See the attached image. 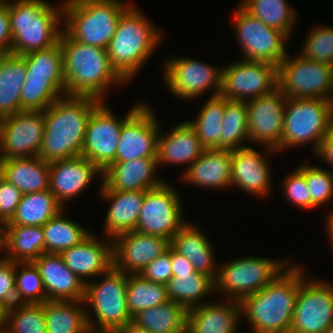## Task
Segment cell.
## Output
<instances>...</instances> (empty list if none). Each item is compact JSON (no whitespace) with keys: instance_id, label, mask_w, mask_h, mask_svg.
Segmentation results:
<instances>
[{"instance_id":"8d00e7d4","label":"cell","mask_w":333,"mask_h":333,"mask_svg":"<svg viewBox=\"0 0 333 333\" xmlns=\"http://www.w3.org/2000/svg\"><path fill=\"white\" fill-rule=\"evenodd\" d=\"M64 208L50 190L24 194L12 219L7 223L43 226Z\"/></svg>"},{"instance_id":"5b68a950","label":"cell","mask_w":333,"mask_h":333,"mask_svg":"<svg viewBox=\"0 0 333 333\" xmlns=\"http://www.w3.org/2000/svg\"><path fill=\"white\" fill-rule=\"evenodd\" d=\"M144 15L138 7L130 5L122 13L106 48L112 68L126 83L144 67L163 39V31Z\"/></svg>"},{"instance_id":"db71d44e","label":"cell","mask_w":333,"mask_h":333,"mask_svg":"<svg viewBox=\"0 0 333 333\" xmlns=\"http://www.w3.org/2000/svg\"><path fill=\"white\" fill-rule=\"evenodd\" d=\"M315 155L319 157V159H322V161L325 160V163H328V165H330L333 169V120L329 132L321 140L320 146L315 152Z\"/></svg>"},{"instance_id":"680465c9","label":"cell","mask_w":333,"mask_h":333,"mask_svg":"<svg viewBox=\"0 0 333 333\" xmlns=\"http://www.w3.org/2000/svg\"><path fill=\"white\" fill-rule=\"evenodd\" d=\"M7 308L0 304V333H4L6 327Z\"/></svg>"},{"instance_id":"9c48e42d","label":"cell","mask_w":333,"mask_h":333,"mask_svg":"<svg viewBox=\"0 0 333 333\" xmlns=\"http://www.w3.org/2000/svg\"><path fill=\"white\" fill-rule=\"evenodd\" d=\"M333 120V101L326 99L286 98L280 147L293 148L312 144L318 150Z\"/></svg>"},{"instance_id":"b9f144b4","label":"cell","mask_w":333,"mask_h":333,"mask_svg":"<svg viewBox=\"0 0 333 333\" xmlns=\"http://www.w3.org/2000/svg\"><path fill=\"white\" fill-rule=\"evenodd\" d=\"M221 130L220 149L236 150L245 147V141L249 143L248 114L245 101L225 98V111Z\"/></svg>"},{"instance_id":"6f0895ef","label":"cell","mask_w":333,"mask_h":333,"mask_svg":"<svg viewBox=\"0 0 333 333\" xmlns=\"http://www.w3.org/2000/svg\"><path fill=\"white\" fill-rule=\"evenodd\" d=\"M329 215V216H328ZM327 215V220H326V232L328 236V242H330L329 244H331L330 247H332L333 249V210L330 211V213Z\"/></svg>"},{"instance_id":"e575fe53","label":"cell","mask_w":333,"mask_h":333,"mask_svg":"<svg viewBox=\"0 0 333 333\" xmlns=\"http://www.w3.org/2000/svg\"><path fill=\"white\" fill-rule=\"evenodd\" d=\"M85 307L84 301L46 300L43 310L47 333H91Z\"/></svg>"},{"instance_id":"6da1fadb","label":"cell","mask_w":333,"mask_h":333,"mask_svg":"<svg viewBox=\"0 0 333 333\" xmlns=\"http://www.w3.org/2000/svg\"><path fill=\"white\" fill-rule=\"evenodd\" d=\"M100 103L93 97L65 95L45 109L38 156L49 163L81 156L87 121Z\"/></svg>"},{"instance_id":"484cf974","label":"cell","mask_w":333,"mask_h":333,"mask_svg":"<svg viewBox=\"0 0 333 333\" xmlns=\"http://www.w3.org/2000/svg\"><path fill=\"white\" fill-rule=\"evenodd\" d=\"M33 263L42 278L46 300H84L85 284L65 265L60 254L43 253Z\"/></svg>"},{"instance_id":"4dcf8cb0","label":"cell","mask_w":333,"mask_h":333,"mask_svg":"<svg viewBox=\"0 0 333 333\" xmlns=\"http://www.w3.org/2000/svg\"><path fill=\"white\" fill-rule=\"evenodd\" d=\"M162 135L160 132L157 154L158 167L162 164L185 163L189 164V167L206 150L188 120L177 124Z\"/></svg>"},{"instance_id":"91938a15","label":"cell","mask_w":333,"mask_h":333,"mask_svg":"<svg viewBox=\"0 0 333 333\" xmlns=\"http://www.w3.org/2000/svg\"><path fill=\"white\" fill-rule=\"evenodd\" d=\"M0 250L5 251V223L0 221ZM0 251V252H1Z\"/></svg>"},{"instance_id":"f546056e","label":"cell","mask_w":333,"mask_h":333,"mask_svg":"<svg viewBox=\"0 0 333 333\" xmlns=\"http://www.w3.org/2000/svg\"><path fill=\"white\" fill-rule=\"evenodd\" d=\"M146 191H100L110 206L104 222L105 235L110 239L135 231Z\"/></svg>"},{"instance_id":"f35d334b","label":"cell","mask_w":333,"mask_h":333,"mask_svg":"<svg viewBox=\"0 0 333 333\" xmlns=\"http://www.w3.org/2000/svg\"><path fill=\"white\" fill-rule=\"evenodd\" d=\"M64 208L47 221L42 229L45 235V253L60 254L62 251L78 245L91 231L82 224L64 216Z\"/></svg>"},{"instance_id":"f1b7e54d","label":"cell","mask_w":333,"mask_h":333,"mask_svg":"<svg viewBox=\"0 0 333 333\" xmlns=\"http://www.w3.org/2000/svg\"><path fill=\"white\" fill-rule=\"evenodd\" d=\"M206 236L201 228L188 221L171 238L170 246L192 263L195 271L210 276L215 281L220 264L216 262L213 244Z\"/></svg>"},{"instance_id":"52a82bcc","label":"cell","mask_w":333,"mask_h":333,"mask_svg":"<svg viewBox=\"0 0 333 333\" xmlns=\"http://www.w3.org/2000/svg\"><path fill=\"white\" fill-rule=\"evenodd\" d=\"M26 78L21 91V111H44L66 95L63 57L59 42L50 48L21 55Z\"/></svg>"},{"instance_id":"e0dca14e","label":"cell","mask_w":333,"mask_h":333,"mask_svg":"<svg viewBox=\"0 0 333 333\" xmlns=\"http://www.w3.org/2000/svg\"><path fill=\"white\" fill-rule=\"evenodd\" d=\"M333 325V283L305 278L299 285L290 333H323Z\"/></svg>"},{"instance_id":"ab89813d","label":"cell","mask_w":333,"mask_h":333,"mask_svg":"<svg viewBox=\"0 0 333 333\" xmlns=\"http://www.w3.org/2000/svg\"><path fill=\"white\" fill-rule=\"evenodd\" d=\"M225 111V97L210 96L195 120L188 123L195 129L201 144L206 149H220V134Z\"/></svg>"},{"instance_id":"4316f807","label":"cell","mask_w":333,"mask_h":333,"mask_svg":"<svg viewBox=\"0 0 333 333\" xmlns=\"http://www.w3.org/2000/svg\"><path fill=\"white\" fill-rule=\"evenodd\" d=\"M225 301H206L188 309L186 333H237L242 319L240 302Z\"/></svg>"},{"instance_id":"8fae6325","label":"cell","mask_w":333,"mask_h":333,"mask_svg":"<svg viewBox=\"0 0 333 333\" xmlns=\"http://www.w3.org/2000/svg\"><path fill=\"white\" fill-rule=\"evenodd\" d=\"M287 56L277 66L278 89L287 98L333 101L331 64L304 59L301 55Z\"/></svg>"},{"instance_id":"83f0119b","label":"cell","mask_w":333,"mask_h":333,"mask_svg":"<svg viewBox=\"0 0 333 333\" xmlns=\"http://www.w3.org/2000/svg\"><path fill=\"white\" fill-rule=\"evenodd\" d=\"M232 150L206 149L186 170L182 179L198 187H231Z\"/></svg>"},{"instance_id":"ee69618b","label":"cell","mask_w":333,"mask_h":333,"mask_svg":"<svg viewBox=\"0 0 333 333\" xmlns=\"http://www.w3.org/2000/svg\"><path fill=\"white\" fill-rule=\"evenodd\" d=\"M4 333H47L43 303H17L7 309Z\"/></svg>"},{"instance_id":"d590c367","label":"cell","mask_w":333,"mask_h":333,"mask_svg":"<svg viewBox=\"0 0 333 333\" xmlns=\"http://www.w3.org/2000/svg\"><path fill=\"white\" fill-rule=\"evenodd\" d=\"M131 322L150 333H186L187 310L179 303L168 300L140 311Z\"/></svg>"},{"instance_id":"2e32d148","label":"cell","mask_w":333,"mask_h":333,"mask_svg":"<svg viewBox=\"0 0 333 333\" xmlns=\"http://www.w3.org/2000/svg\"><path fill=\"white\" fill-rule=\"evenodd\" d=\"M278 88L277 66L252 60H235L222 67L220 95L228 100L249 101Z\"/></svg>"},{"instance_id":"ac0fdd59","label":"cell","mask_w":333,"mask_h":333,"mask_svg":"<svg viewBox=\"0 0 333 333\" xmlns=\"http://www.w3.org/2000/svg\"><path fill=\"white\" fill-rule=\"evenodd\" d=\"M43 138V111L23 110L0 119V160L37 157Z\"/></svg>"},{"instance_id":"f5cc1de1","label":"cell","mask_w":333,"mask_h":333,"mask_svg":"<svg viewBox=\"0 0 333 333\" xmlns=\"http://www.w3.org/2000/svg\"><path fill=\"white\" fill-rule=\"evenodd\" d=\"M12 36L7 6L0 0V54H11Z\"/></svg>"},{"instance_id":"74e56055","label":"cell","mask_w":333,"mask_h":333,"mask_svg":"<svg viewBox=\"0 0 333 333\" xmlns=\"http://www.w3.org/2000/svg\"><path fill=\"white\" fill-rule=\"evenodd\" d=\"M169 300L179 303L186 310L205 304L206 296L215 292V282L203 273L173 276L166 284Z\"/></svg>"},{"instance_id":"816d5d0a","label":"cell","mask_w":333,"mask_h":333,"mask_svg":"<svg viewBox=\"0 0 333 333\" xmlns=\"http://www.w3.org/2000/svg\"><path fill=\"white\" fill-rule=\"evenodd\" d=\"M21 191L0 175V221L9 222L22 198Z\"/></svg>"},{"instance_id":"c3c4849f","label":"cell","mask_w":333,"mask_h":333,"mask_svg":"<svg viewBox=\"0 0 333 333\" xmlns=\"http://www.w3.org/2000/svg\"><path fill=\"white\" fill-rule=\"evenodd\" d=\"M282 192L287 199L296 207L302 209H312V198L309 192L305 176L295 168L289 176L283 178L281 182Z\"/></svg>"},{"instance_id":"44dd1931","label":"cell","mask_w":333,"mask_h":333,"mask_svg":"<svg viewBox=\"0 0 333 333\" xmlns=\"http://www.w3.org/2000/svg\"><path fill=\"white\" fill-rule=\"evenodd\" d=\"M170 240L160 236L127 232L112 239L113 268L139 274L151 261L168 250Z\"/></svg>"},{"instance_id":"ffe728a7","label":"cell","mask_w":333,"mask_h":333,"mask_svg":"<svg viewBox=\"0 0 333 333\" xmlns=\"http://www.w3.org/2000/svg\"><path fill=\"white\" fill-rule=\"evenodd\" d=\"M286 96L274 91L246 102L249 143L262 144L268 153L280 147L283 134Z\"/></svg>"},{"instance_id":"cb8c5ba5","label":"cell","mask_w":333,"mask_h":333,"mask_svg":"<svg viewBox=\"0 0 333 333\" xmlns=\"http://www.w3.org/2000/svg\"><path fill=\"white\" fill-rule=\"evenodd\" d=\"M157 158H139L113 162L102 172L99 191H148L161 186L165 180L155 176Z\"/></svg>"},{"instance_id":"5bb4252c","label":"cell","mask_w":333,"mask_h":333,"mask_svg":"<svg viewBox=\"0 0 333 333\" xmlns=\"http://www.w3.org/2000/svg\"><path fill=\"white\" fill-rule=\"evenodd\" d=\"M183 211L179 192L165 181L146 191L135 231L171 240L188 222Z\"/></svg>"},{"instance_id":"d6986e66","label":"cell","mask_w":333,"mask_h":333,"mask_svg":"<svg viewBox=\"0 0 333 333\" xmlns=\"http://www.w3.org/2000/svg\"><path fill=\"white\" fill-rule=\"evenodd\" d=\"M159 124L154 109L142 103L122 124L115 162L157 158Z\"/></svg>"},{"instance_id":"f6af8a7d","label":"cell","mask_w":333,"mask_h":333,"mask_svg":"<svg viewBox=\"0 0 333 333\" xmlns=\"http://www.w3.org/2000/svg\"><path fill=\"white\" fill-rule=\"evenodd\" d=\"M45 301L46 292L38 268L33 262H16L15 304Z\"/></svg>"},{"instance_id":"30bf717a","label":"cell","mask_w":333,"mask_h":333,"mask_svg":"<svg viewBox=\"0 0 333 333\" xmlns=\"http://www.w3.org/2000/svg\"><path fill=\"white\" fill-rule=\"evenodd\" d=\"M291 259H273L244 256L227 261L218 267L215 279V293L227 299L241 302L270 284L289 265Z\"/></svg>"},{"instance_id":"94428289","label":"cell","mask_w":333,"mask_h":333,"mask_svg":"<svg viewBox=\"0 0 333 333\" xmlns=\"http://www.w3.org/2000/svg\"><path fill=\"white\" fill-rule=\"evenodd\" d=\"M323 333H333V325L329 326Z\"/></svg>"},{"instance_id":"4fadbf2b","label":"cell","mask_w":333,"mask_h":333,"mask_svg":"<svg viewBox=\"0 0 333 333\" xmlns=\"http://www.w3.org/2000/svg\"><path fill=\"white\" fill-rule=\"evenodd\" d=\"M164 63L163 78L173 96L188 101L206 95L209 90H213L211 96L220 94L222 68L190 57H170Z\"/></svg>"},{"instance_id":"d6a6232c","label":"cell","mask_w":333,"mask_h":333,"mask_svg":"<svg viewBox=\"0 0 333 333\" xmlns=\"http://www.w3.org/2000/svg\"><path fill=\"white\" fill-rule=\"evenodd\" d=\"M4 259L13 262H33L45 253L42 226L5 224Z\"/></svg>"},{"instance_id":"681fc988","label":"cell","mask_w":333,"mask_h":333,"mask_svg":"<svg viewBox=\"0 0 333 333\" xmlns=\"http://www.w3.org/2000/svg\"><path fill=\"white\" fill-rule=\"evenodd\" d=\"M139 275L145 280L167 284L173 277L172 261H171V246L162 255L151 261Z\"/></svg>"},{"instance_id":"836d02e7","label":"cell","mask_w":333,"mask_h":333,"mask_svg":"<svg viewBox=\"0 0 333 333\" xmlns=\"http://www.w3.org/2000/svg\"><path fill=\"white\" fill-rule=\"evenodd\" d=\"M26 78V62L7 54L0 60V119L21 111V91Z\"/></svg>"},{"instance_id":"277c9868","label":"cell","mask_w":333,"mask_h":333,"mask_svg":"<svg viewBox=\"0 0 333 333\" xmlns=\"http://www.w3.org/2000/svg\"><path fill=\"white\" fill-rule=\"evenodd\" d=\"M1 1L9 13L11 54L21 56L59 42L64 30L63 3L54 6L45 0Z\"/></svg>"},{"instance_id":"8992f818","label":"cell","mask_w":333,"mask_h":333,"mask_svg":"<svg viewBox=\"0 0 333 333\" xmlns=\"http://www.w3.org/2000/svg\"><path fill=\"white\" fill-rule=\"evenodd\" d=\"M130 5L121 0H65L64 31L78 42L106 49Z\"/></svg>"},{"instance_id":"ba28073f","label":"cell","mask_w":333,"mask_h":333,"mask_svg":"<svg viewBox=\"0 0 333 333\" xmlns=\"http://www.w3.org/2000/svg\"><path fill=\"white\" fill-rule=\"evenodd\" d=\"M102 276L101 282L89 279L85 284L88 326L91 333H116L132 321L126 301L128 274L112 267Z\"/></svg>"},{"instance_id":"3957f363","label":"cell","mask_w":333,"mask_h":333,"mask_svg":"<svg viewBox=\"0 0 333 333\" xmlns=\"http://www.w3.org/2000/svg\"><path fill=\"white\" fill-rule=\"evenodd\" d=\"M59 44L63 57L66 95L105 101L108 89L126 82L112 68L107 50L72 39L64 30Z\"/></svg>"},{"instance_id":"7402d4cb","label":"cell","mask_w":333,"mask_h":333,"mask_svg":"<svg viewBox=\"0 0 333 333\" xmlns=\"http://www.w3.org/2000/svg\"><path fill=\"white\" fill-rule=\"evenodd\" d=\"M49 165V190L63 207L83 193L96 177L102 178V172L83 156L53 161Z\"/></svg>"},{"instance_id":"7bdbcfd3","label":"cell","mask_w":333,"mask_h":333,"mask_svg":"<svg viewBox=\"0 0 333 333\" xmlns=\"http://www.w3.org/2000/svg\"><path fill=\"white\" fill-rule=\"evenodd\" d=\"M168 300L165 284L145 280L139 274H128L126 301L131 317Z\"/></svg>"},{"instance_id":"f907efd6","label":"cell","mask_w":333,"mask_h":333,"mask_svg":"<svg viewBox=\"0 0 333 333\" xmlns=\"http://www.w3.org/2000/svg\"><path fill=\"white\" fill-rule=\"evenodd\" d=\"M16 262L0 258V304L7 309L15 304Z\"/></svg>"},{"instance_id":"9a60e30c","label":"cell","mask_w":333,"mask_h":333,"mask_svg":"<svg viewBox=\"0 0 333 333\" xmlns=\"http://www.w3.org/2000/svg\"><path fill=\"white\" fill-rule=\"evenodd\" d=\"M142 103L134 104L120 119L105 102H101L87 121L81 156L101 172L115 162L122 124Z\"/></svg>"},{"instance_id":"7c38bea8","label":"cell","mask_w":333,"mask_h":333,"mask_svg":"<svg viewBox=\"0 0 333 333\" xmlns=\"http://www.w3.org/2000/svg\"><path fill=\"white\" fill-rule=\"evenodd\" d=\"M233 28L244 55L242 59L278 66L286 57L289 37L253 17L240 5L234 10Z\"/></svg>"},{"instance_id":"11a10c76","label":"cell","mask_w":333,"mask_h":333,"mask_svg":"<svg viewBox=\"0 0 333 333\" xmlns=\"http://www.w3.org/2000/svg\"><path fill=\"white\" fill-rule=\"evenodd\" d=\"M171 261H172V273L173 276H180L184 274H192L195 269L183 255L175 251L171 247Z\"/></svg>"},{"instance_id":"60d3db41","label":"cell","mask_w":333,"mask_h":333,"mask_svg":"<svg viewBox=\"0 0 333 333\" xmlns=\"http://www.w3.org/2000/svg\"><path fill=\"white\" fill-rule=\"evenodd\" d=\"M286 1L242 0L239 5L253 17L262 20L269 27L281 30L291 39L296 13Z\"/></svg>"},{"instance_id":"603a6c76","label":"cell","mask_w":333,"mask_h":333,"mask_svg":"<svg viewBox=\"0 0 333 333\" xmlns=\"http://www.w3.org/2000/svg\"><path fill=\"white\" fill-rule=\"evenodd\" d=\"M100 239L90 233L78 245L60 253L65 265L84 284L88 283L89 278L94 279L99 275L102 277L113 267L112 239L108 238V241Z\"/></svg>"},{"instance_id":"bcb514c9","label":"cell","mask_w":333,"mask_h":333,"mask_svg":"<svg viewBox=\"0 0 333 333\" xmlns=\"http://www.w3.org/2000/svg\"><path fill=\"white\" fill-rule=\"evenodd\" d=\"M297 169L305 176L312 198V209L321 207L333 199V170L306 163ZM319 206V207H318Z\"/></svg>"},{"instance_id":"7a4b0ae2","label":"cell","mask_w":333,"mask_h":333,"mask_svg":"<svg viewBox=\"0 0 333 333\" xmlns=\"http://www.w3.org/2000/svg\"><path fill=\"white\" fill-rule=\"evenodd\" d=\"M293 265L240 302L241 317L247 318L253 333H290L298 288L306 278L303 268Z\"/></svg>"},{"instance_id":"9f6ffc18","label":"cell","mask_w":333,"mask_h":333,"mask_svg":"<svg viewBox=\"0 0 333 333\" xmlns=\"http://www.w3.org/2000/svg\"><path fill=\"white\" fill-rule=\"evenodd\" d=\"M116 333H150V332L146 329L136 326L132 322H129L126 326L119 329Z\"/></svg>"},{"instance_id":"1f68e13d","label":"cell","mask_w":333,"mask_h":333,"mask_svg":"<svg viewBox=\"0 0 333 333\" xmlns=\"http://www.w3.org/2000/svg\"><path fill=\"white\" fill-rule=\"evenodd\" d=\"M0 175L23 195L49 190L50 165L39 156L0 160Z\"/></svg>"},{"instance_id":"7dc6e473","label":"cell","mask_w":333,"mask_h":333,"mask_svg":"<svg viewBox=\"0 0 333 333\" xmlns=\"http://www.w3.org/2000/svg\"><path fill=\"white\" fill-rule=\"evenodd\" d=\"M311 29L304 40L299 55L304 59L317 62L333 63V27L316 26Z\"/></svg>"},{"instance_id":"d4e9b609","label":"cell","mask_w":333,"mask_h":333,"mask_svg":"<svg viewBox=\"0 0 333 333\" xmlns=\"http://www.w3.org/2000/svg\"><path fill=\"white\" fill-rule=\"evenodd\" d=\"M265 156L250 146L232 150L231 187H239L257 198L268 196L272 174Z\"/></svg>"}]
</instances>
